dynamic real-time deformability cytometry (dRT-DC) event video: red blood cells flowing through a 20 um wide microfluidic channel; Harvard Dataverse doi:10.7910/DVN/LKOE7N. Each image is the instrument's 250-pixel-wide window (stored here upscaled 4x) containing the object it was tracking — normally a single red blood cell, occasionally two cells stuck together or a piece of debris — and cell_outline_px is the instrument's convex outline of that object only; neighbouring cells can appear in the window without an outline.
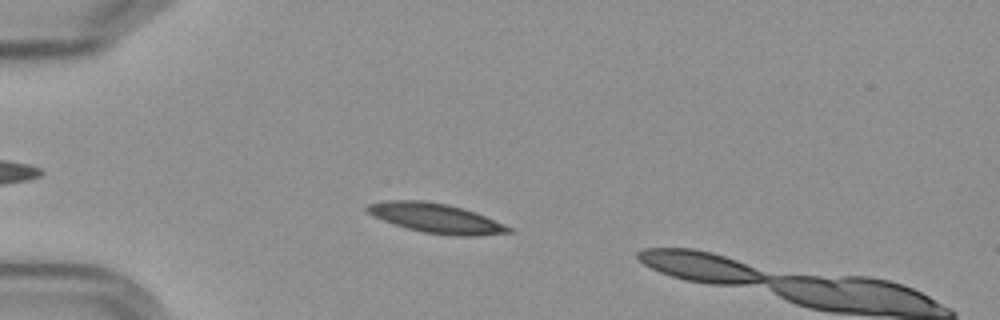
{"species": "Egyptian fruit bat (a non-hibernating species)", "species_latin": "Rousettus aegyptiacus", "temperature_condition": "cold", "stored_images_in_passage": 11, "camera_frame_rate_fps": 3000, "um_per_image_px": 0.085, "frame": {"image": 1, "passage_image": 8, "time_ms": 2.333, "image_size_px": [1000, 320], "cell_outline_px": [[512, 232], [476, 236], [456, 236], [424, 232], [408, 228], [372, 216], [364, 208], [368, 204], [388, 200], [424, 200], [448, 204], [464, 208], [484, 216], [512, 228]], "centroid_in_image_um": [37.04, 18.53], "position_along_channel_um": 48.0, "area_um2": 24.1}}